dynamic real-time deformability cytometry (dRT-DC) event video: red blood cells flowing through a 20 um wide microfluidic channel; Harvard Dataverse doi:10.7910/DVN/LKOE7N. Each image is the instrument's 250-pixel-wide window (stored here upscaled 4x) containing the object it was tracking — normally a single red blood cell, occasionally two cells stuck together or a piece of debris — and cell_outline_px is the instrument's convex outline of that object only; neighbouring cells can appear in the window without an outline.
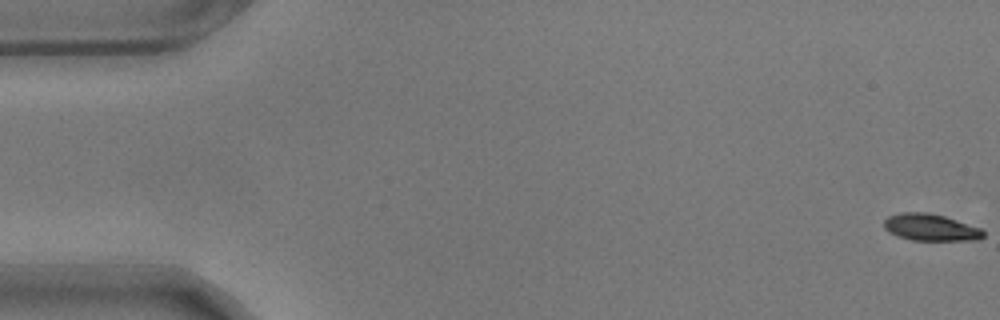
{"species": "common noctule bat (a hibernating species)", "species_latin": "Nyctalus noctula", "temperature_condition": "warm", "stored_images_in_passage": 58, "camera_frame_rate_fps": 3000, "um_per_image_px": 0.085, "animal": {"sex": "male", "body_mass_g": 17.9}, "frame": {"image": 1, "passage_image": 1, "time_ms": 0.0, "image_size_px": [1000, 320], "cell_outline_px": [[984, 236], [980, 240], [912, 240], [896, 236], [888, 232], [884, 228], [884, 220], [888, 216], [900, 212], [928, 212], [944, 216], [980, 228], [984, 232]], "centroid_in_image_um": [79.07, 19.33], "position_along_channel_um": 5.9, "area_um2": 15.61}}
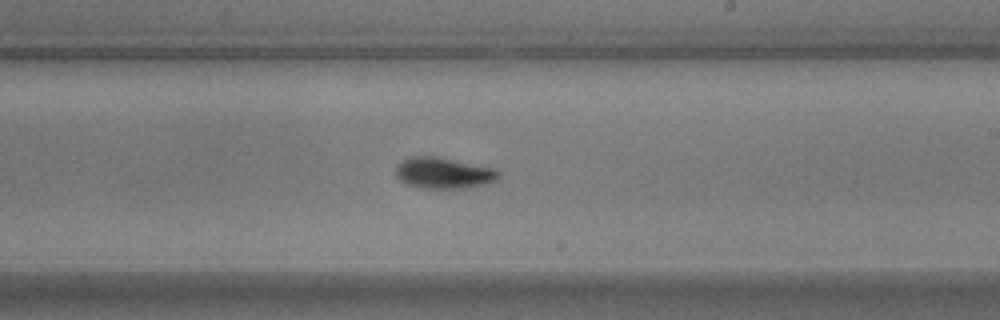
{"frame": {"image": 2, "passage_image": 34, "time_ms": 11.0, "image_size_px": [1000, 320], "cell_outline_px": [[500, 176], [496, 180], [484, 184], [464, 188], [424, 188], [408, 184], [400, 180], [396, 176], [396, 164], [412, 156], [436, 156], [496, 168], [500, 172]], "centroid_in_image_um": [37.72, 14.69], "position_along_channel_um": 251.3, "area_um2": 18.61}}
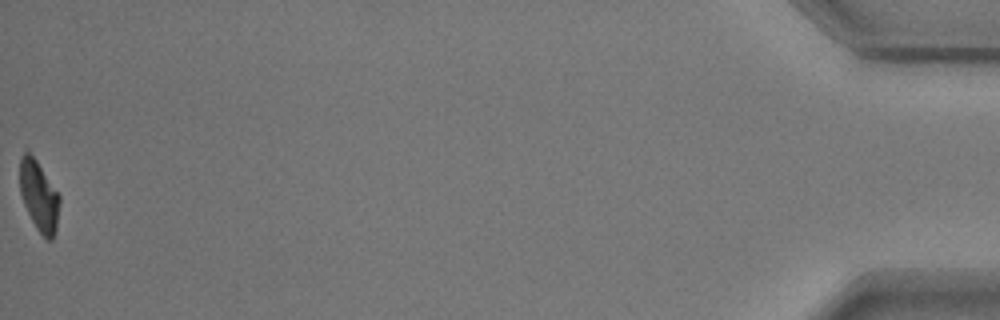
{"frame": {"image": 3, "passage_image": 58, "time_ms": 19.0, "image_size_px": [1000, 320], "cell_outline_px": [[60, 200], [56, 228], [52, 240], [48, 240], [36, 228], [24, 204], [20, 192], [20, 160], [24, 152], [28, 148], [60, 196]], "centroid_in_image_um": [3.3, 16.63], "position_along_channel_um": 431.9, "area_um2": 16.01}, "authors_computed_cell_mechanics": {"area_um2": 17.4556, "velocity_mm_per_s": 3.5261, "shape_relaxation_time_tau1_ms": 2.9331, "shape_relaxation_time_tau2_ms": 4.5932, "deformation_change_tau1": 0.154, "deformation_change_tau2": 0.0771}}